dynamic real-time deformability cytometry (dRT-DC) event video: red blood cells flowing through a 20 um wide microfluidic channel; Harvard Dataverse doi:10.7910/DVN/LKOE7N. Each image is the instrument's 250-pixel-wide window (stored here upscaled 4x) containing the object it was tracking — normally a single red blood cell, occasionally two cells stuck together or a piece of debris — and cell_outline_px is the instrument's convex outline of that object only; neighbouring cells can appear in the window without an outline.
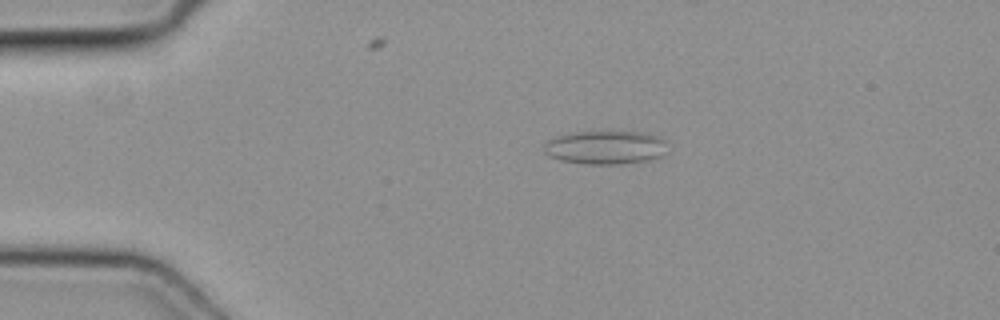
{"species": "common noctule bat (a hibernating species)", "species_latin": "Nyctalus noctula", "temperature_condition": "cold", "stored_images_in_passage": 44, "camera_frame_rate_fps": 3000, "um_per_image_px": 0.085, "animal": {"sex": "female", "body_mass_g": 19.3, "forearm_length_mm": 54.1}, "frame": {"image": 1, "passage_image": 5, "time_ms": 1.333, "image_size_px": [1000, 320], "cell_outline_px": [[664, 140], [660, 156], [648, 160], [620, 164], [588, 164], [560, 160], [548, 156], [544, 152], [544, 144], [548, 140], [560, 136], [576, 132], [604, 128], [612, 128], [644, 132], [660, 136]], "centroid_in_image_um": [51.43, 12.47], "position_along_channel_um": 33.6, "area_um2": 24.8}}
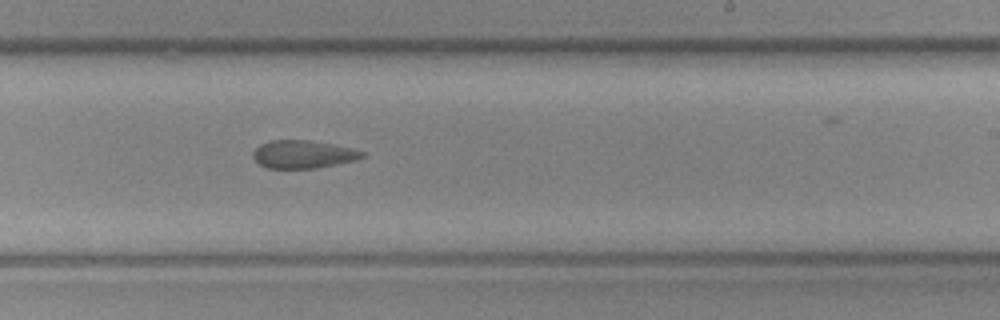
{"frame": {"image": 2, "passage_image": 25, "time_ms": 8.0, "image_size_px": [1000, 320], "cell_outline_px": [[364, 156], [352, 160], [336, 164], [316, 168], [268, 168], [260, 164], [252, 156], [252, 152], [260, 144], [268, 140], [308, 140], [332, 144], [352, 148], [364, 152]], "centroid_in_image_um": [25.72, 13.1], "position_along_channel_um": 263.3, "area_um2": 17.57}}
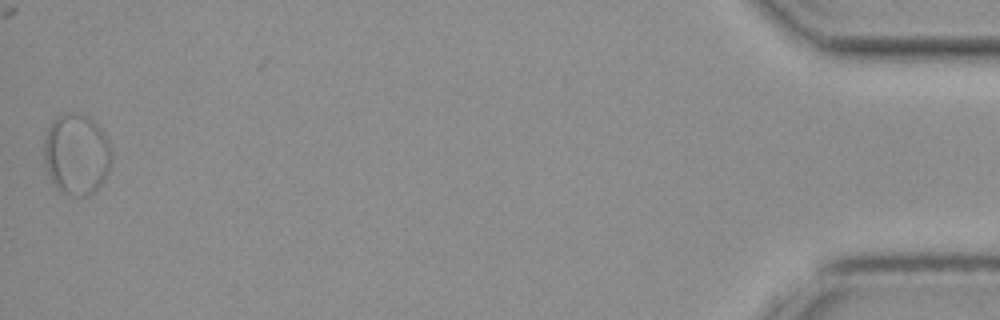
{"frame": {"image": 3, "passage_image": 44, "time_ms": 14.333, "image_size_px": [1000, 320], "cell_outline_px": [[112, 160], [108, 172], [104, 180], [88, 196], [68, 196], [56, 188], [52, 184], [44, 160], [44, 140], [48, 128], [52, 120], [56, 116], [68, 112], [72, 112], [88, 116], [100, 128], [108, 140], [112, 152]], "centroid_in_image_um": [6.5, 13.12], "position_along_channel_um": 428.7, "area_um2": 32.19}}